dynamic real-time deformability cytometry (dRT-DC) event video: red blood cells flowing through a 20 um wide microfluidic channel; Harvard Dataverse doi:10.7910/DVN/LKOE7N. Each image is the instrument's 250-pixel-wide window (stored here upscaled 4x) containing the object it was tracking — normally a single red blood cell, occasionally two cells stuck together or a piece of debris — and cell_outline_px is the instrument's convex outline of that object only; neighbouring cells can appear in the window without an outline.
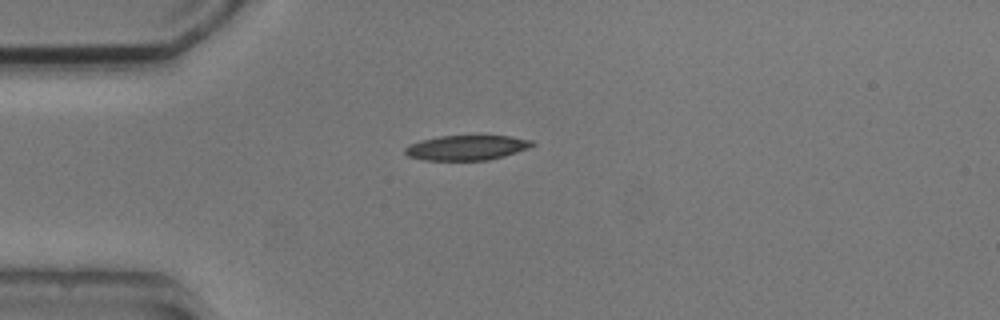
{"species": "common noctule bat (a hibernating species)", "species_latin": "Nyctalus noctula", "temperature_condition": "cold", "stored_images_in_passage": 3, "camera_frame_rate_fps": 3000, "um_per_image_px": 0.085, "animal": {"sex": "male", "body_mass_g": 20.5, "forearm_length_mm": 52.5}, "frame": {"image": 1, "passage_image": 1, "time_ms": 0.0, "image_size_px": [1000, 320], "cell_outline_px": [[536, 144], [528, 148], [504, 156], [488, 160], [424, 160], [408, 156], [404, 152], [404, 148], [408, 144], [420, 140], [440, 136], [512, 136], [532, 140]], "centroid_in_image_um": [39.65, 12.55], "position_along_channel_um": 45.4, "area_um2": 18.5}}
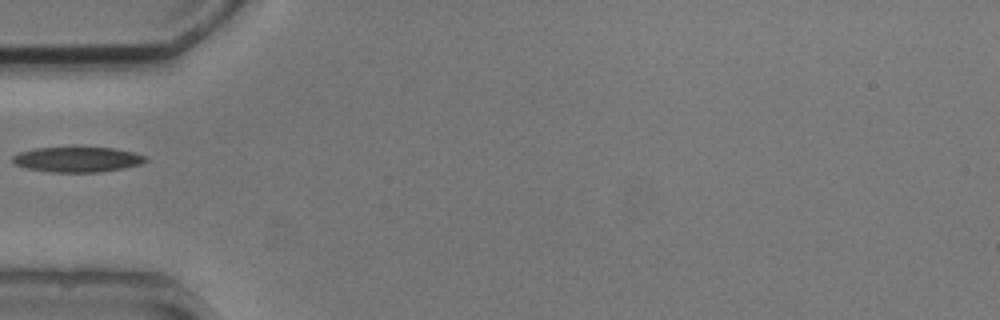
{"frame": {"image": 2, "passage_image": 2, "time_ms": 1.333, "image_size_px": [1000, 320], "cell_outline_px": [[148, 160], [140, 164], [100, 172], [52, 172], [28, 168], [12, 164], [12, 156], [20, 152], [36, 148], [112, 148], [132, 152], [148, 156]], "centroid_in_image_um": [6.56, 13.56], "position_along_channel_um": 78.4, "area_um2": 19.25}}